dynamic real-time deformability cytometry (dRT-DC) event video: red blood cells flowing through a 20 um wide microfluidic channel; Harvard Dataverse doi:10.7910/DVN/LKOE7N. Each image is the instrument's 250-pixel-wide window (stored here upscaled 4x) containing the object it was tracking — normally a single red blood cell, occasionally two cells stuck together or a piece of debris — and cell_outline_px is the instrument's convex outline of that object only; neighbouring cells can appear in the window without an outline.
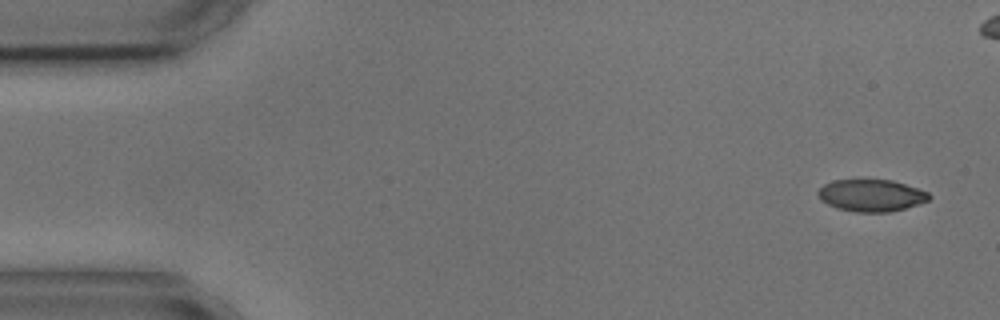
{"species": "common noctule bat (a hibernating species)", "species_latin": "Nyctalus noctula", "temperature_condition": "cold", "stored_images_in_passage": 5, "camera_frame_rate_fps": 3000, "um_per_image_px": 0.085, "animal": {"sex": "male", "body_mass_g": 17.9, "forearm_length_mm": 54.2}, "frame": {"image": 1, "passage_image": 1, "time_ms": 0.0, "image_size_px": [1000, 320], "cell_outline_px": [[932, 196], [928, 200], [920, 204], [888, 212], [856, 212], [836, 208], [820, 200], [816, 192], [824, 184], [832, 180], [892, 180], [928, 192]], "centroid_in_image_um": [74.03, 16.61], "position_along_channel_um": 11.0, "area_um2": 20.69}}